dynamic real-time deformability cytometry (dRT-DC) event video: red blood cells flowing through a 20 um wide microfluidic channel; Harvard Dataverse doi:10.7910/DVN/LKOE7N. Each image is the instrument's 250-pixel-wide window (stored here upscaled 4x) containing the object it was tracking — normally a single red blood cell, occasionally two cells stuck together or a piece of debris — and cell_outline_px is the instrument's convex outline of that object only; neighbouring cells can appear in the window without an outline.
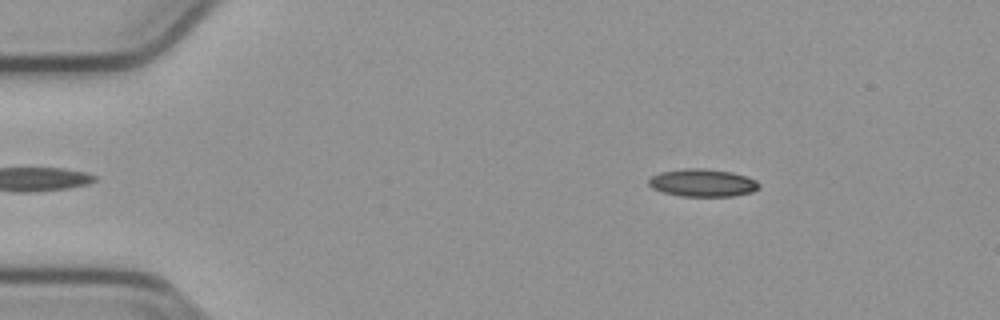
{"species": "common noctule bat (a hibernating species)", "species_latin": "Nyctalus noctula", "temperature_condition": "cold", "stored_images_in_passage": 51, "camera_frame_rate_fps": 3000, "um_per_image_px": 0.085, "animal": {"sex": "male", "body_mass_g": 23.1, "forearm_length_mm": 52.7}, "frame": {"image": 1, "passage_image": 5, "time_ms": 1.333, "image_size_px": [1000, 320], "cell_outline_px": [[760, 188], [752, 192], [732, 196], [680, 196], [664, 192], [652, 188], [648, 184], [648, 180], [652, 176], [660, 172], [684, 168], [700, 168], [732, 172], [756, 180], [760, 184]], "centroid_in_image_um": [59.72, 15.54], "position_along_channel_um": 25.3, "area_um2": 17.74}}
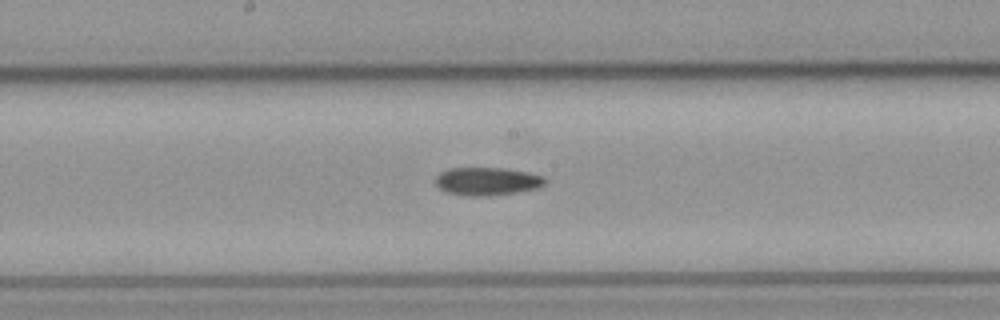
{"frame": {"image": 2, "passage_image": 25, "time_ms": 8.0, "image_size_px": [1000, 320], "cell_outline_px": [[548, 180], [540, 188], [516, 192], [488, 196], [472, 196], [448, 192], [440, 188], [436, 184], [436, 176], [440, 172], [448, 168], [508, 168], [528, 172], [544, 176]], "centroid_in_image_um": [41.46, 15.4], "position_along_channel_um": 206.7, "area_um2": 17.98}}
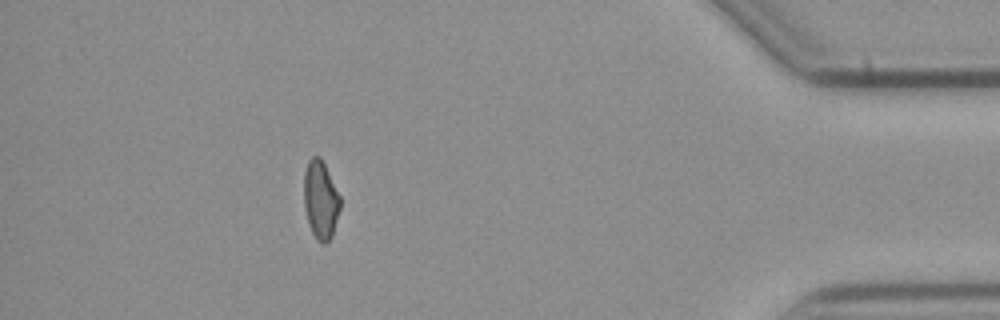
{"frame": {"image": 3, "passage_image": 45, "time_ms": 14.667, "image_size_px": [1000, 320], "cell_outline_px": [[340, 208], [332, 236], [324, 244], [320, 244], [316, 240], [308, 224], [304, 208], [304, 172], [308, 160], [312, 156], [320, 156], [340, 196]], "centroid_in_image_um": [27.23, 17.0], "position_along_channel_um": 408.0, "area_um2": 16.59}}